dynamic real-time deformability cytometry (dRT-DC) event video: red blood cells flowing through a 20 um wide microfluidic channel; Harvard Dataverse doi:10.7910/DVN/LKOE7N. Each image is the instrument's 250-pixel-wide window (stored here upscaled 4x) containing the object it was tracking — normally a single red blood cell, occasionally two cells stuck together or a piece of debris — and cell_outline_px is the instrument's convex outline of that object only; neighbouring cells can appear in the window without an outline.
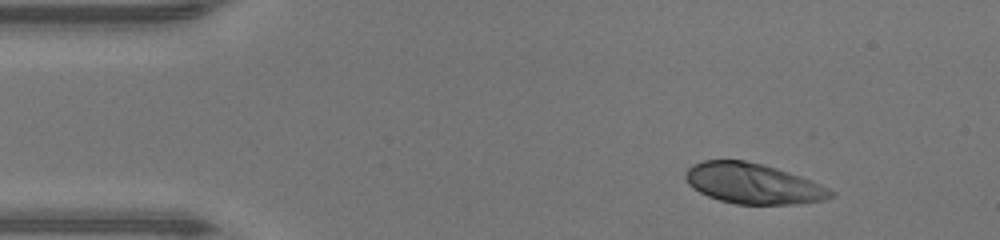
{"species": "human", "species_latin": "Homo sapiens", "temperature_condition": "warm", "stored_images_in_passage": 42, "camera_frame_rate_fps": 3000, "um_per_image_px": 0.085, "donor": {"sex": "male"}, "frame": {"image": 1, "passage_image": 1, "time_ms": 0.0, "image_size_px": [1000, 240], "cell_outline_px": [[836, 196], [824, 200], [796, 204], [736, 204], [720, 200], [708, 196], [692, 188], [688, 184], [684, 176], [684, 172], [692, 164], [704, 160], [744, 160], [776, 168], [812, 180], [836, 192]], "centroid_in_image_um": [64.0, 15.6], "position_along_channel_um": 21.0, "area_um2": 34.33}}
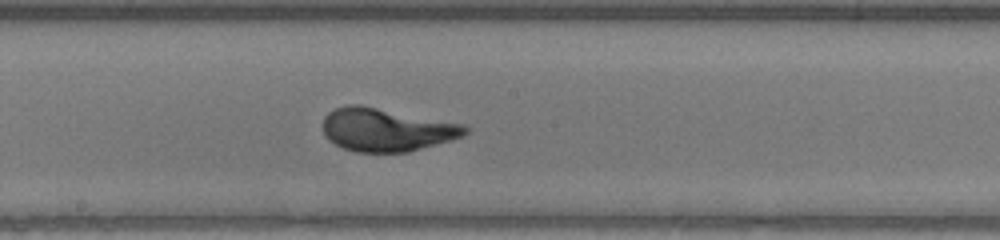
{"frame": {"image": 2, "passage_image": 20, "time_ms": 6.333, "image_size_px": [1000, 240], "cell_outline_px": [[468, 132], [452, 140], [408, 152], [356, 152], [344, 148], [328, 140], [324, 136], [324, 116], [328, 112], [336, 108], [348, 104], [360, 104], [464, 124], [468, 128]], "centroid_in_image_um": [32.83, 11.02], "position_along_channel_um": 215.4, "area_um2": 35.72}}
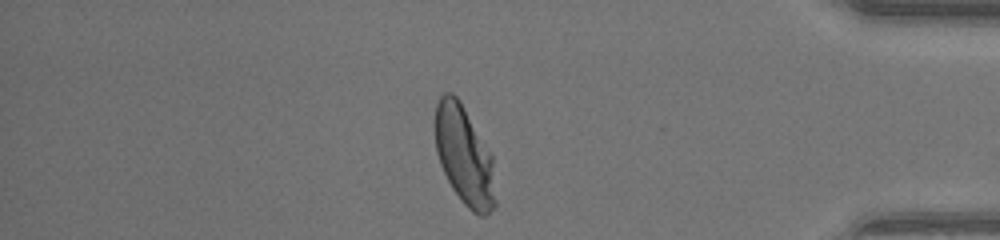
{"frame": {"image": 3, "passage_image": 35, "time_ms": 11.333, "image_size_px": [1000, 240], "cell_outline_px": [[496, 208], [484, 216], [480, 216], [472, 212], [464, 204], [452, 188], [440, 164], [436, 152], [432, 124], [432, 120], [436, 104], [440, 96], [444, 92], [452, 92], [460, 100], [492, 156], [496, 200]], "centroid_in_image_um": [39.42, 13.21], "position_along_channel_um": 395.8, "area_um2": 35.37}, "authors_computed_cell_mechanics": {"area_um2": 34.7089, "velocity_mm_per_s": 4.342, "shape_relaxation_time_tau1_ms": 3.4733, "shape_relaxation_time_tau2_ms": null, "deformation_change_tau1": 0.2418, "deformation_change_tau2": null}}